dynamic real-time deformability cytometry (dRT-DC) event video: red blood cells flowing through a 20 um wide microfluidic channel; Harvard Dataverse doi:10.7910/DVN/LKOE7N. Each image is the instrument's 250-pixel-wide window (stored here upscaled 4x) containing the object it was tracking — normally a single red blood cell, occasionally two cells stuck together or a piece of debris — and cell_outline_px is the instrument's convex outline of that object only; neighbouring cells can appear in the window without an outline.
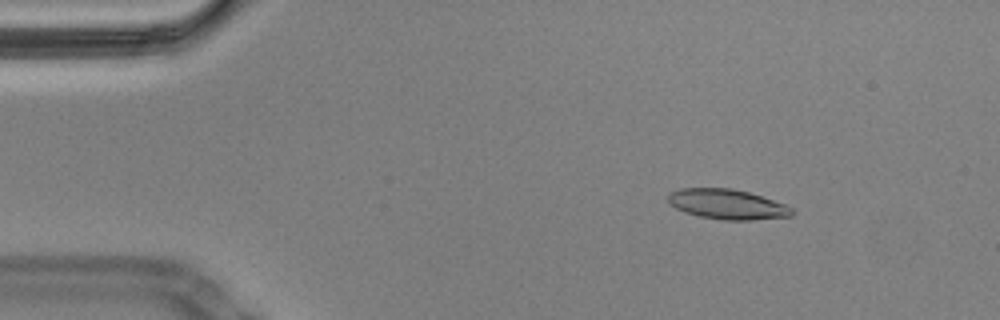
{"species": "Egyptian fruit bat (a non-hibernating species)", "species_latin": "Rousettus aegyptiacus", "temperature_condition": "cold", "stored_images_in_passage": 59, "camera_frame_rate_fps": 3000, "um_per_image_px": 0.085, "animal": {"sex": "male"}, "frame": {"image": 1, "passage_image": 8, "time_ms": 2.333, "image_size_px": [1000, 320], "cell_outline_px": [[792, 216], [752, 220], [724, 220], [700, 216], [684, 212], [676, 208], [668, 200], [668, 192], [680, 188], [732, 188], [748, 192], [784, 204], [792, 208]], "centroid_in_image_um": [61.79, 17.36], "position_along_channel_um": 23.2, "area_um2": 21.5}}
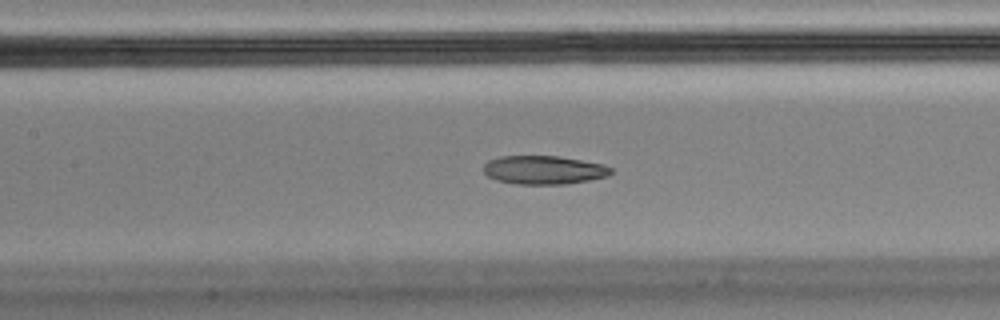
{"frame": {"image": 2, "passage_image": 26, "time_ms": 8.333, "image_size_px": [1000, 320], "cell_outline_px": [[612, 172], [608, 176], [588, 180], [564, 184], [516, 184], [496, 180], [488, 176], [484, 172], [484, 164], [488, 160], [500, 156], [560, 156], [604, 164], [612, 168]], "centroid_in_image_um": [46.22, 14.44], "position_along_channel_um": 161.2, "area_um2": 21.27}}
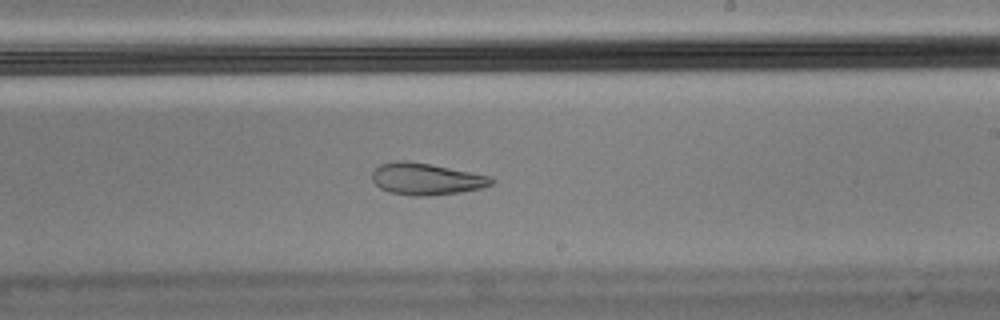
{"frame": {"image": 3, "passage_image": 34, "time_ms": 11.0, "image_size_px": [1000, 320], "cell_outline_px": [[496, 180], [492, 184], [480, 188], [460, 192], [428, 196], [412, 196], [392, 192], [380, 188], [372, 180], [372, 172], [380, 164], [396, 160], [404, 160], [428, 164], [492, 176]], "centroid_in_image_um": [36.23, 15.21], "position_along_channel_um": 252.8, "area_um2": 21.96}, "authors_computed_cell_mechanics": {"area_um2": 22.6576, "velocity_mm_per_s": 3.4442, "shape_relaxation_time_tau1_ms": null, "shape_relaxation_time_tau2_ms": 3.3208, "deformation_change_tau1": null, "deformation_change_tau2": 0.0953}}